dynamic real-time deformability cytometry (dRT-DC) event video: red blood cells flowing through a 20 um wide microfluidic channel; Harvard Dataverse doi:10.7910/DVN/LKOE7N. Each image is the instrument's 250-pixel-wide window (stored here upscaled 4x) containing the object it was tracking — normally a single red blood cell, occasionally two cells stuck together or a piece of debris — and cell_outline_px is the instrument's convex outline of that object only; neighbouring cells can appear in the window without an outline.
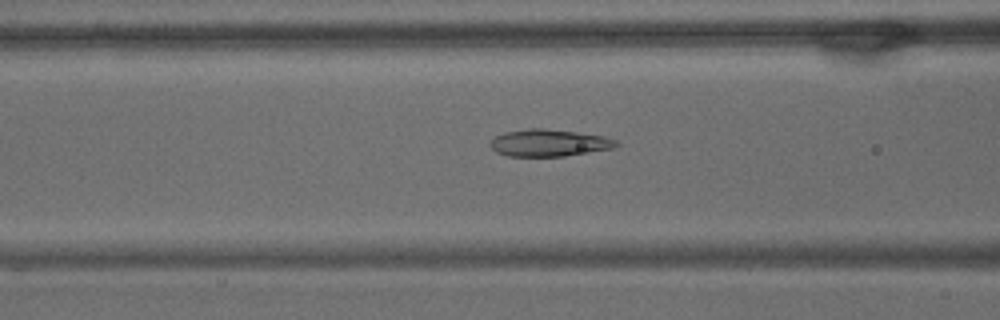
{"species": "common noctule bat (a hibernating species)", "species_latin": "Nyctalus noctula", "temperature_condition": "warm", "stored_images_in_passage": 56, "camera_frame_rate_fps": 3000, "um_per_image_px": 0.085, "animal": {"sex": "male", "body_mass_g": 15.6}, "frame": {"image": 1, "passage_image": 23, "time_ms": 7.333, "image_size_px": [1000, 320], "cell_outline_px": [[620, 144], [612, 148], [564, 156], [508, 156], [496, 152], [488, 144], [496, 136], [504, 132], [528, 128], [544, 128], [576, 132], [604, 136], [616, 140]], "centroid_in_image_um": [46.64, 12.14], "position_along_channel_um": 120.0, "area_um2": 19.77}}
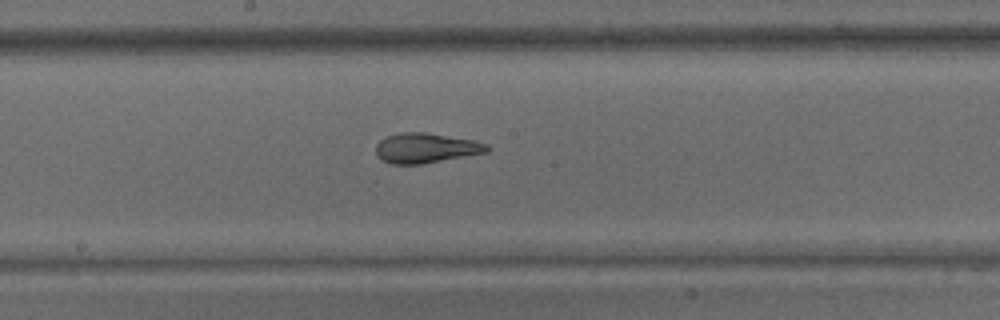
{"frame": {"image": 2, "passage_image": 31, "time_ms": 10.0, "image_size_px": [1000, 320], "cell_outline_px": [[488, 152], [424, 164], [388, 164], [376, 156], [376, 144], [384, 136], [400, 132], [428, 132], [472, 140], [488, 144]], "centroid_in_image_um": [36.15, 12.58], "position_along_channel_um": 212.1, "area_um2": 19.65}}
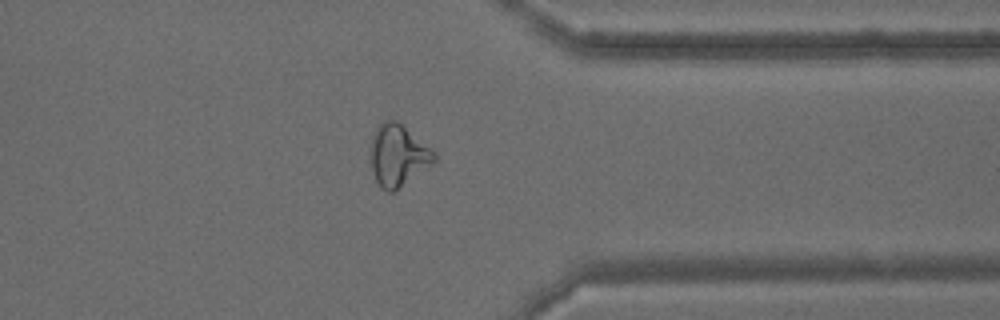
{"frame": {"image": 3, "passage_image": 46, "time_ms": 15.0, "image_size_px": [1000, 320], "cell_outline_px": [[436, 160], [432, 164], [392, 192], [388, 192], [376, 180], [372, 168], [368, 148], [372, 136], [376, 128], [384, 120], [396, 120], [436, 152]], "centroid_in_image_um": [33.8, 13.17], "position_along_channel_um": 377.6, "area_um2": 22.6}, "authors_computed_cell_mechanics": {"area_um2": 22.1085, "velocity_mm_per_s": 3.4462, "shape_relaxation_time_tau1_ms": null, "shape_relaxation_time_tau2_ms": 1.9638, "deformation_change_tau1": null, "deformation_change_tau2": 0.1006}}